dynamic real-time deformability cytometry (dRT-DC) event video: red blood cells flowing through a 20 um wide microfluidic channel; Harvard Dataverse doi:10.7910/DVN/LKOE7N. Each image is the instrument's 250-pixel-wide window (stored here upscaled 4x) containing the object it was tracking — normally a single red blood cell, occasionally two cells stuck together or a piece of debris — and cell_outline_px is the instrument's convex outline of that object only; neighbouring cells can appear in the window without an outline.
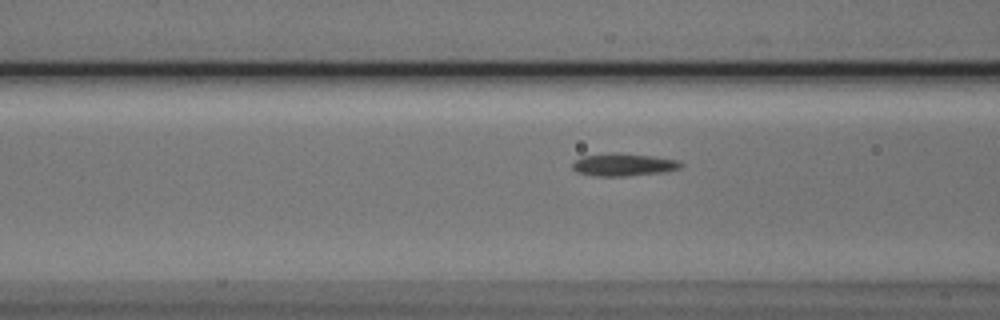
{"species": "Egyptian fruit bat (a non-hibernating species)", "species_latin": "Rousettus aegyptiacus", "temperature_condition": "cold", "stored_images_in_passage": 36, "camera_frame_rate_fps": 3000, "um_per_image_px": 0.085, "animal": {"sex": "male"}, "frame": {"image": 1, "passage_image": 4, "time_ms": 1.0, "image_size_px": [1000, 320], "cell_outline_px": [[684, 164], [680, 168], [664, 172], [624, 176], [596, 176], [576, 172], [572, 168], [572, 164], [576, 160], [584, 156], [616, 152], [652, 156], [680, 160]], "centroid_in_image_um": [53.03, 14.0], "position_along_channel_um": 113.6, "area_um2": 14.28}}
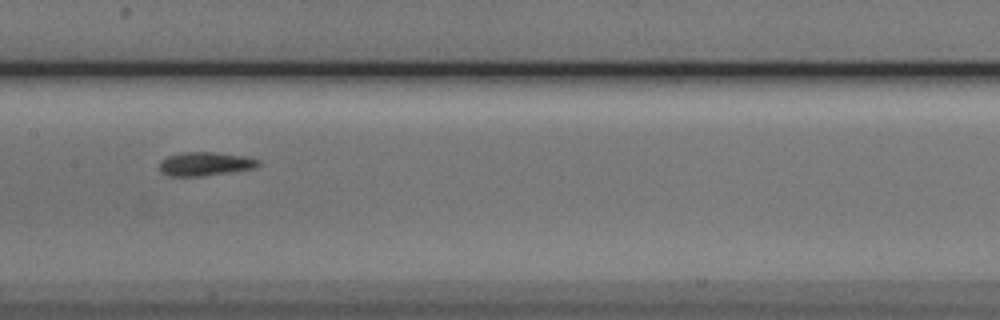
{"frame": {"image": 2, "passage_image": 10, "time_ms": 3.0, "image_size_px": [1000, 320], "cell_outline_px": [[260, 164], [256, 168], [232, 172], [200, 176], [168, 176], [160, 172], [160, 160], [168, 156], [184, 152], [212, 152], [244, 156], [260, 160]], "centroid_in_image_um": [17.44, 13.94], "position_along_channel_um": 190.0, "area_um2": 13.7}}
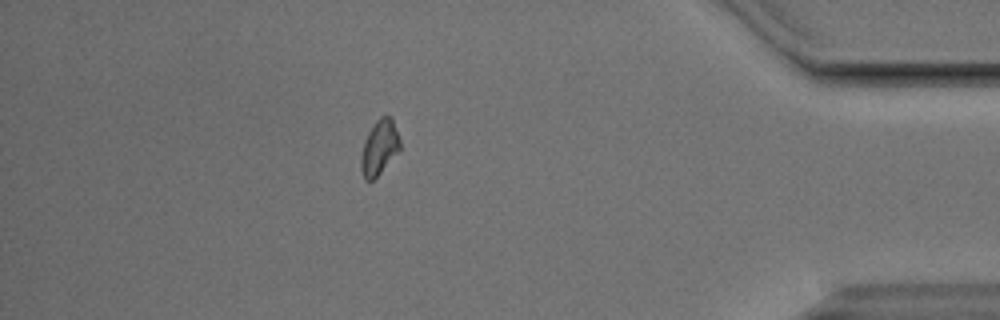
{"frame": {"image": 3, "passage_image": 30, "time_ms": 9.667, "image_size_px": [1000, 320], "cell_outline_px": [[400, 152], [372, 180], [364, 180], [360, 168], [360, 156], [364, 140], [368, 132], [376, 120], [380, 116], [392, 116], [400, 140]], "centroid_in_image_um": [32.24, 12.52], "position_along_channel_um": 403.0, "area_um2": 12.66}}